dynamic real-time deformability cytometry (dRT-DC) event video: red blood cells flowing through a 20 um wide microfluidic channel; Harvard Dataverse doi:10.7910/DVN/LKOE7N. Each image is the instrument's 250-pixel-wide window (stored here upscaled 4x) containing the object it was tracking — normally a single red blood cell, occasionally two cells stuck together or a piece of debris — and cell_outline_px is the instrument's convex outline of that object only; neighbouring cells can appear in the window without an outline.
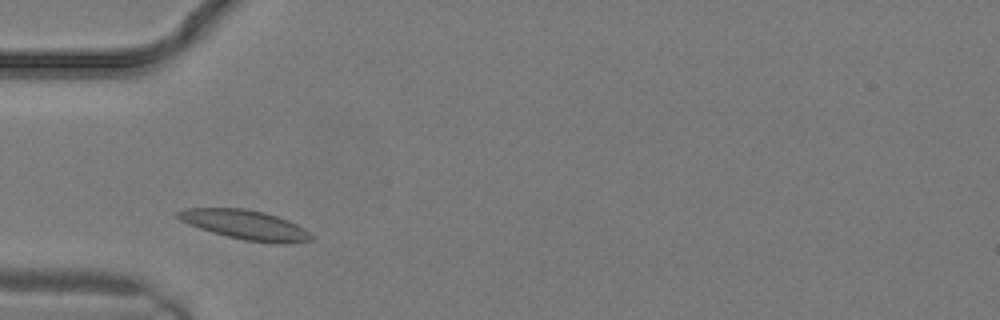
{"species": "common noctule bat (a hibernating species)", "species_latin": "Nyctalus noctula", "temperature_condition": "warm", "stored_images_in_passage": 5, "camera_frame_rate_fps": 3000, "um_per_image_px": 0.085, "animal": {"sex": "male", "body_mass_g": 19.2, "forearm_length_mm": 51.8}, "frame": {"image": 1, "passage_image": 2, "time_ms": 0.333, "image_size_px": [1000, 320], "cell_outline_px": [[316, 236], [312, 240], [288, 244], [276, 244], [244, 240], [212, 232], [188, 224], [180, 220], [176, 216], [176, 212], [184, 208], [244, 208], [264, 212], [288, 220], [304, 228]], "centroid_in_image_um": [20.89, 19.12], "position_along_channel_um": 64.1, "area_um2": 23.06}}
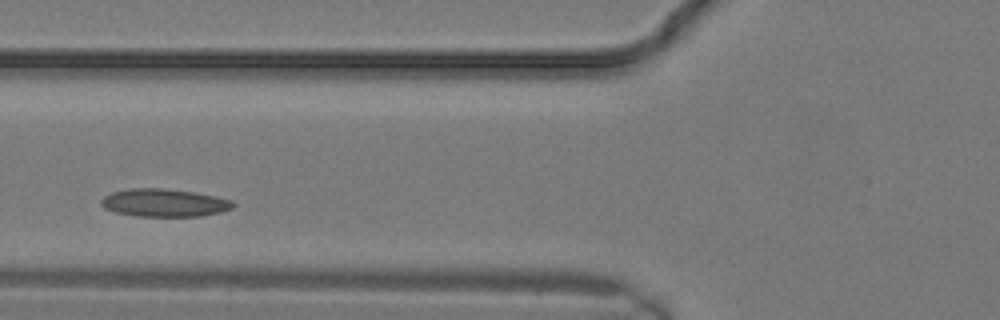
{"frame": {"image": 2, "passage_image": 4, "time_ms": 1.0, "image_size_px": [1000, 320], "cell_outline_px": [[236, 204], [232, 208], [220, 212], [200, 216], [136, 216], [116, 212], [104, 208], [100, 204], [100, 200], [104, 196], [112, 192], [128, 188], [164, 188], [192, 192], [232, 200]], "centroid_in_image_um": [13.92, 17.23], "position_along_channel_um": 111.9, "area_um2": 21.33}}